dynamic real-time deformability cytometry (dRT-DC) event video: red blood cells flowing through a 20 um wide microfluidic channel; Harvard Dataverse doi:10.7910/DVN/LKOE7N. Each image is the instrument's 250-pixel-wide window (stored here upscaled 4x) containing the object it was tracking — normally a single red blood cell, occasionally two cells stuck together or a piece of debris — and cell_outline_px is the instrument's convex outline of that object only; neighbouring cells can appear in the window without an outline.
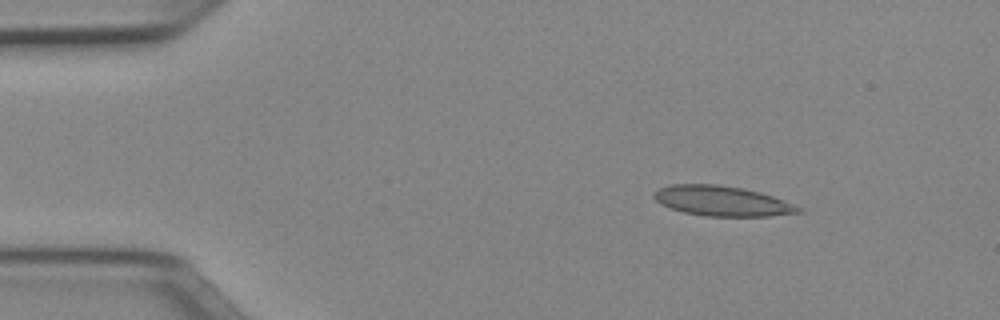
{"species": "Egyptian fruit bat (a non-hibernating species)", "species_latin": "Rousettus aegyptiacus", "temperature_condition": "cold", "stored_images_in_passage": 50, "camera_frame_rate_fps": 3000, "um_per_image_px": 0.085, "animal": {"sex": "female"}, "frame": {"image": 1, "passage_image": 7, "time_ms": 2.0, "image_size_px": [1000, 320], "cell_outline_px": [[804, 212], [768, 216], [704, 216], [684, 212], [660, 204], [652, 196], [652, 192], [660, 188], [672, 184], [716, 184], [744, 188], [760, 192], [772, 196], [804, 208]], "centroid_in_image_um": [61.38, 17.08], "position_along_channel_um": 23.6, "area_um2": 25.37}}
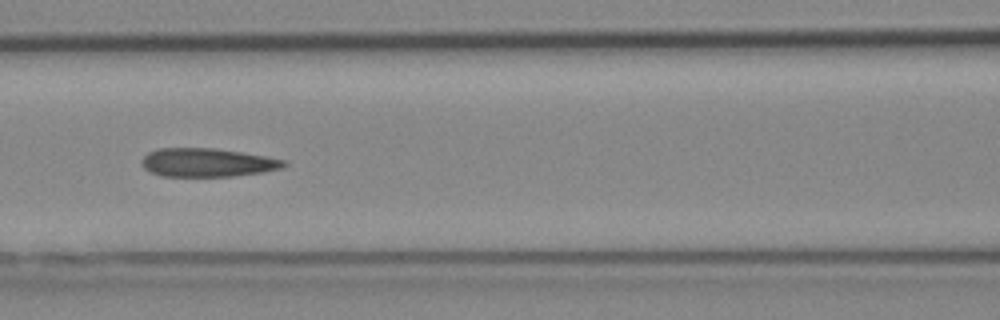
{"frame": {"image": 2, "passage_image": 22, "time_ms": 7.0, "image_size_px": [1000, 320], "cell_outline_px": [[288, 164], [284, 168], [260, 172], [232, 176], [164, 176], [152, 172], [144, 168], [140, 160], [148, 152], [160, 148], [212, 148], [240, 152], [288, 160]], "centroid_in_image_um": [17.64, 13.81], "position_along_channel_um": 149.0, "area_um2": 23.52}}
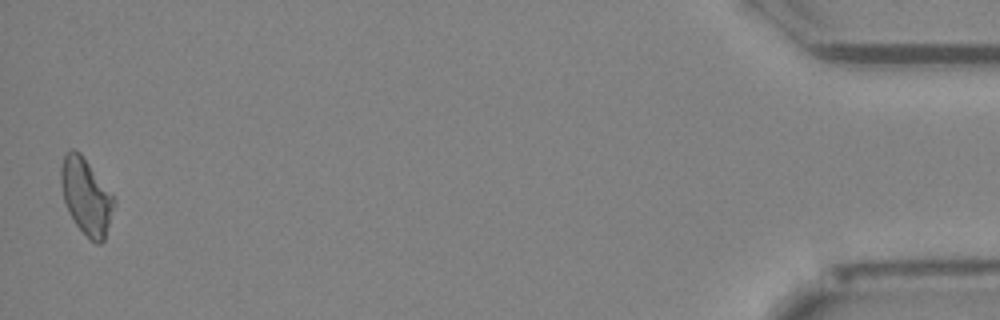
{"frame": {"image": 3, "passage_image": 50, "time_ms": 16.333, "image_size_px": [1000, 320], "cell_outline_px": [[116, 204], [104, 240], [100, 244], [96, 244], [76, 224], [64, 200], [60, 184], [60, 168], [64, 152], [72, 148], [80, 152], [116, 200]], "centroid_in_image_um": [7.32, 16.66], "position_along_channel_um": 427.9, "area_um2": 23.29}, "authors_computed_cell_mechanics": {"area_um2": 24.1315, "velocity_mm_per_s": 3.9782, "shape_relaxation_time_tau1_ms": null, "shape_relaxation_time_tau2_ms": 4.0568, "deformation_change_tau1": null, "deformation_change_tau2": 0.1142}}